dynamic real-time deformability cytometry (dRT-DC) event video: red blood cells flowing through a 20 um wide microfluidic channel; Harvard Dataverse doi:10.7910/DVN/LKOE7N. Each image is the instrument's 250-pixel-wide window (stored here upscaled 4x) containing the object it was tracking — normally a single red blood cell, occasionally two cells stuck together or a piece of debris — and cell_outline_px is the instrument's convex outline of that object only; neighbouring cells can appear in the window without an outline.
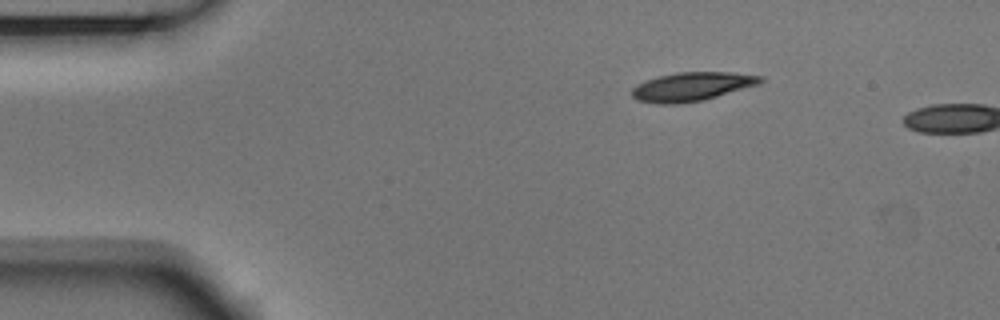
{"species": "Egyptian fruit bat (a non-hibernating species)", "species_latin": "Rousettus aegyptiacus", "temperature_condition": "room temperature", "stored_images_in_passage": 3, "camera_frame_rate_fps": 3000, "um_per_image_px": 0.085, "animal": {"sex": "male"}, "frame": {"image": 1, "passage_image": 1, "time_ms": 0.0, "image_size_px": [1000, 320], "cell_outline_px": [[764, 80], [760, 84], [704, 100], [680, 104], [660, 104], [636, 100], [632, 96], [632, 88], [636, 84], [644, 80], [676, 72], [732, 72], [764, 76]], "centroid_in_image_um": [58.82, 7.36], "position_along_channel_um": 26.2, "area_um2": 21.79}}